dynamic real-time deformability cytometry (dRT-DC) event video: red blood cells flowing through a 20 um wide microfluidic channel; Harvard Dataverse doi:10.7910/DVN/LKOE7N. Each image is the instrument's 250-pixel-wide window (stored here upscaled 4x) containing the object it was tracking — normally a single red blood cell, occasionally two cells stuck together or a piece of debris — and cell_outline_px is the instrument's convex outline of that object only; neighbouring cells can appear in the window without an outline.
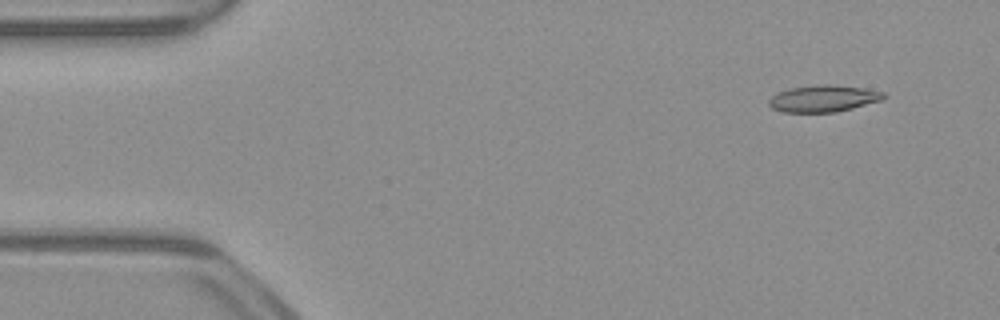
{"species": "common noctule bat (a hibernating species)", "species_latin": "Nyctalus noctula", "temperature_condition": "warm", "stored_images_in_passage": 10, "camera_frame_rate_fps": 3000, "um_per_image_px": 0.085, "animal": {"sex": "male", "body_mass_g": 23.1, "forearm_length_mm": 52.7}, "frame": {"image": 1, "passage_image": 4, "time_ms": 1.0, "image_size_px": [1000, 320], "cell_outline_px": [[888, 96], [884, 100], [836, 112], [784, 112], [772, 108], [768, 104], [768, 100], [772, 96], [780, 92], [792, 88], [824, 84], [832, 84], [864, 88], [884, 92]], "centroid_in_image_um": [70.05, 8.38], "position_along_channel_um": 15.0, "area_um2": 17.86}}